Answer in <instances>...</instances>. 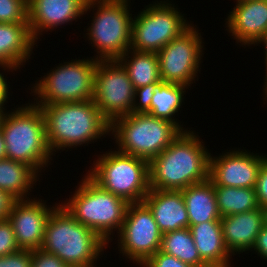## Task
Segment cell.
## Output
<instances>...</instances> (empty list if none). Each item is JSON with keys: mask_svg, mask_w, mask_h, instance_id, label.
<instances>
[{"mask_svg": "<svg viewBox=\"0 0 267 267\" xmlns=\"http://www.w3.org/2000/svg\"><path fill=\"white\" fill-rule=\"evenodd\" d=\"M12 223L8 219L0 220V256L19 251Z\"/></svg>", "mask_w": 267, "mask_h": 267, "instance_id": "29", "label": "cell"}, {"mask_svg": "<svg viewBox=\"0 0 267 267\" xmlns=\"http://www.w3.org/2000/svg\"><path fill=\"white\" fill-rule=\"evenodd\" d=\"M0 23H28V0H0Z\"/></svg>", "mask_w": 267, "mask_h": 267, "instance_id": "28", "label": "cell"}, {"mask_svg": "<svg viewBox=\"0 0 267 267\" xmlns=\"http://www.w3.org/2000/svg\"><path fill=\"white\" fill-rule=\"evenodd\" d=\"M128 3V0H87L85 14L99 4L87 29L91 44L99 50L97 60H118L130 49L133 18Z\"/></svg>", "mask_w": 267, "mask_h": 267, "instance_id": "8", "label": "cell"}, {"mask_svg": "<svg viewBox=\"0 0 267 267\" xmlns=\"http://www.w3.org/2000/svg\"><path fill=\"white\" fill-rule=\"evenodd\" d=\"M142 202L152 212L162 234L189 228L187 208L181 190L150 189Z\"/></svg>", "mask_w": 267, "mask_h": 267, "instance_id": "18", "label": "cell"}, {"mask_svg": "<svg viewBox=\"0 0 267 267\" xmlns=\"http://www.w3.org/2000/svg\"><path fill=\"white\" fill-rule=\"evenodd\" d=\"M159 251L174 256L192 267H208L200 257L189 228L163 233Z\"/></svg>", "mask_w": 267, "mask_h": 267, "instance_id": "26", "label": "cell"}, {"mask_svg": "<svg viewBox=\"0 0 267 267\" xmlns=\"http://www.w3.org/2000/svg\"><path fill=\"white\" fill-rule=\"evenodd\" d=\"M224 244L230 254L252 250L258 233L264 226L261 207L220 219Z\"/></svg>", "mask_w": 267, "mask_h": 267, "instance_id": "19", "label": "cell"}, {"mask_svg": "<svg viewBox=\"0 0 267 267\" xmlns=\"http://www.w3.org/2000/svg\"><path fill=\"white\" fill-rule=\"evenodd\" d=\"M193 131L181 132L149 162L150 189L182 190L209 178L210 153Z\"/></svg>", "mask_w": 267, "mask_h": 267, "instance_id": "1", "label": "cell"}, {"mask_svg": "<svg viewBox=\"0 0 267 267\" xmlns=\"http://www.w3.org/2000/svg\"><path fill=\"white\" fill-rule=\"evenodd\" d=\"M97 61L96 58L79 59L56 67L32 87L33 93L40 98L35 105L92 100Z\"/></svg>", "mask_w": 267, "mask_h": 267, "instance_id": "9", "label": "cell"}, {"mask_svg": "<svg viewBox=\"0 0 267 267\" xmlns=\"http://www.w3.org/2000/svg\"><path fill=\"white\" fill-rule=\"evenodd\" d=\"M263 259L267 260V227L263 226L261 231L258 233L256 243L253 247Z\"/></svg>", "mask_w": 267, "mask_h": 267, "instance_id": "36", "label": "cell"}, {"mask_svg": "<svg viewBox=\"0 0 267 267\" xmlns=\"http://www.w3.org/2000/svg\"><path fill=\"white\" fill-rule=\"evenodd\" d=\"M131 50L129 49L118 61L126 69L133 87L136 89L155 82H160L161 76L157 53ZM130 53H132L131 55L133 57L128 55Z\"/></svg>", "mask_w": 267, "mask_h": 267, "instance_id": "24", "label": "cell"}, {"mask_svg": "<svg viewBox=\"0 0 267 267\" xmlns=\"http://www.w3.org/2000/svg\"><path fill=\"white\" fill-rule=\"evenodd\" d=\"M236 4L227 18V30L238 43L255 45L267 31V0H246Z\"/></svg>", "mask_w": 267, "mask_h": 267, "instance_id": "17", "label": "cell"}, {"mask_svg": "<svg viewBox=\"0 0 267 267\" xmlns=\"http://www.w3.org/2000/svg\"><path fill=\"white\" fill-rule=\"evenodd\" d=\"M1 131L6 145V158L23 162L37 173L45 168L53 155L48 147L45 120L42 110L35 102L4 113Z\"/></svg>", "mask_w": 267, "mask_h": 267, "instance_id": "4", "label": "cell"}, {"mask_svg": "<svg viewBox=\"0 0 267 267\" xmlns=\"http://www.w3.org/2000/svg\"><path fill=\"white\" fill-rule=\"evenodd\" d=\"M141 267H192L174 256L165 254L161 251L149 257Z\"/></svg>", "mask_w": 267, "mask_h": 267, "instance_id": "31", "label": "cell"}, {"mask_svg": "<svg viewBox=\"0 0 267 267\" xmlns=\"http://www.w3.org/2000/svg\"><path fill=\"white\" fill-rule=\"evenodd\" d=\"M267 157L247 151H230L209 157V179L214 186L255 188L259 170Z\"/></svg>", "mask_w": 267, "mask_h": 267, "instance_id": "14", "label": "cell"}, {"mask_svg": "<svg viewBox=\"0 0 267 267\" xmlns=\"http://www.w3.org/2000/svg\"><path fill=\"white\" fill-rule=\"evenodd\" d=\"M118 151L151 161L182 132L174 123L148 113H130L110 123Z\"/></svg>", "mask_w": 267, "mask_h": 267, "instance_id": "5", "label": "cell"}, {"mask_svg": "<svg viewBox=\"0 0 267 267\" xmlns=\"http://www.w3.org/2000/svg\"><path fill=\"white\" fill-rule=\"evenodd\" d=\"M261 208L263 210L264 226L267 227V205Z\"/></svg>", "mask_w": 267, "mask_h": 267, "instance_id": "40", "label": "cell"}, {"mask_svg": "<svg viewBox=\"0 0 267 267\" xmlns=\"http://www.w3.org/2000/svg\"><path fill=\"white\" fill-rule=\"evenodd\" d=\"M158 83L159 82H155L135 89V98L139 96L140 103H137L135 99L131 113H149L152 96L154 94L155 86Z\"/></svg>", "mask_w": 267, "mask_h": 267, "instance_id": "30", "label": "cell"}, {"mask_svg": "<svg viewBox=\"0 0 267 267\" xmlns=\"http://www.w3.org/2000/svg\"><path fill=\"white\" fill-rule=\"evenodd\" d=\"M202 261L208 267H230V253L222 234L220 221L203 222L189 226Z\"/></svg>", "mask_w": 267, "mask_h": 267, "instance_id": "21", "label": "cell"}, {"mask_svg": "<svg viewBox=\"0 0 267 267\" xmlns=\"http://www.w3.org/2000/svg\"><path fill=\"white\" fill-rule=\"evenodd\" d=\"M16 201L9 193L0 189V220L8 219V215Z\"/></svg>", "mask_w": 267, "mask_h": 267, "instance_id": "35", "label": "cell"}, {"mask_svg": "<svg viewBox=\"0 0 267 267\" xmlns=\"http://www.w3.org/2000/svg\"><path fill=\"white\" fill-rule=\"evenodd\" d=\"M38 173L28 164L9 158L0 159V189L16 200L29 199L28 190L37 181Z\"/></svg>", "mask_w": 267, "mask_h": 267, "instance_id": "23", "label": "cell"}, {"mask_svg": "<svg viewBox=\"0 0 267 267\" xmlns=\"http://www.w3.org/2000/svg\"><path fill=\"white\" fill-rule=\"evenodd\" d=\"M263 43L264 42V45H265V62H266V69H267V31L262 35V37L255 43V44H259V43Z\"/></svg>", "mask_w": 267, "mask_h": 267, "instance_id": "39", "label": "cell"}, {"mask_svg": "<svg viewBox=\"0 0 267 267\" xmlns=\"http://www.w3.org/2000/svg\"><path fill=\"white\" fill-rule=\"evenodd\" d=\"M160 2L148 5L132 19L130 49L157 53L191 26L174 5Z\"/></svg>", "mask_w": 267, "mask_h": 267, "instance_id": "10", "label": "cell"}, {"mask_svg": "<svg viewBox=\"0 0 267 267\" xmlns=\"http://www.w3.org/2000/svg\"><path fill=\"white\" fill-rule=\"evenodd\" d=\"M31 267H69L59 257L41 248L32 250Z\"/></svg>", "mask_w": 267, "mask_h": 267, "instance_id": "33", "label": "cell"}, {"mask_svg": "<svg viewBox=\"0 0 267 267\" xmlns=\"http://www.w3.org/2000/svg\"><path fill=\"white\" fill-rule=\"evenodd\" d=\"M62 204L47 220L41 249L56 255L69 267H95L94 261L107 243L79 223Z\"/></svg>", "mask_w": 267, "mask_h": 267, "instance_id": "3", "label": "cell"}, {"mask_svg": "<svg viewBox=\"0 0 267 267\" xmlns=\"http://www.w3.org/2000/svg\"><path fill=\"white\" fill-rule=\"evenodd\" d=\"M3 73H0V108H4V103L7 102L8 98V84L4 78Z\"/></svg>", "mask_w": 267, "mask_h": 267, "instance_id": "37", "label": "cell"}, {"mask_svg": "<svg viewBox=\"0 0 267 267\" xmlns=\"http://www.w3.org/2000/svg\"><path fill=\"white\" fill-rule=\"evenodd\" d=\"M93 101L110 123L131 113L135 88L126 69L118 60L97 61Z\"/></svg>", "mask_w": 267, "mask_h": 267, "instance_id": "11", "label": "cell"}, {"mask_svg": "<svg viewBox=\"0 0 267 267\" xmlns=\"http://www.w3.org/2000/svg\"><path fill=\"white\" fill-rule=\"evenodd\" d=\"M257 201L260 207L267 205V159L262 163L255 185Z\"/></svg>", "mask_w": 267, "mask_h": 267, "instance_id": "34", "label": "cell"}, {"mask_svg": "<svg viewBox=\"0 0 267 267\" xmlns=\"http://www.w3.org/2000/svg\"><path fill=\"white\" fill-rule=\"evenodd\" d=\"M181 191L187 208L189 226L220 221L221 216L217 208L214 184L209 178Z\"/></svg>", "mask_w": 267, "mask_h": 267, "instance_id": "22", "label": "cell"}, {"mask_svg": "<svg viewBox=\"0 0 267 267\" xmlns=\"http://www.w3.org/2000/svg\"><path fill=\"white\" fill-rule=\"evenodd\" d=\"M4 108H0V124H1V120H2V117H3V115H4V111H5V109L3 110Z\"/></svg>", "mask_w": 267, "mask_h": 267, "instance_id": "42", "label": "cell"}, {"mask_svg": "<svg viewBox=\"0 0 267 267\" xmlns=\"http://www.w3.org/2000/svg\"><path fill=\"white\" fill-rule=\"evenodd\" d=\"M32 264V250H22L0 256V267H31Z\"/></svg>", "mask_w": 267, "mask_h": 267, "instance_id": "32", "label": "cell"}, {"mask_svg": "<svg viewBox=\"0 0 267 267\" xmlns=\"http://www.w3.org/2000/svg\"><path fill=\"white\" fill-rule=\"evenodd\" d=\"M201 44V34L191 24L180 36L158 51L161 80L191 86L201 63Z\"/></svg>", "mask_w": 267, "mask_h": 267, "instance_id": "13", "label": "cell"}, {"mask_svg": "<svg viewBox=\"0 0 267 267\" xmlns=\"http://www.w3.org/2000/svg\"><path fill=\"white\" fill-rule=\"evenodd\" d=\"M6 158V145L3 133L0 128V159Z\"/></svg>", "mask_w": 267, "mask_h": 267, "instance_id": "38", "label": "cell"}, {"mask_svg": "<svg viewBox=\"0 0 267 267\" xmlns=\"http://www.w3.org/2000/svg\"><path fill=\"white\" fill-rule=\"evenodd\" d=\"M42 110L48 147L58 149L89 144L110 133V122L92 100L39 106Z\"/></svg>", "mask_w": 267, "mask_h": 267, "instance_id": "2", "label": "cell"}, {"mask_svg": "<svg viewBox=\"0 0 267 267\" xmlns=\"http://www.w3.org/2000/svg\"><path fill=\"white\" fill-rule=\"evenodd\" d=\"M34 45L29 23H0V65L4 70L20 69L19 65L30 59Z\"/></svg>", "mask_w": 267, "mask_h": 267, "instance_id": "20", "label": "cell"}, {"mask_svg": "<svg viewBox=\"0 0 267 267\" xmlns=\"http://www.w3.org/2000/svg\"><path fill=\"white\" fill-rule=\"evenodd\" d=\"M41 200H16L8 215L12 223L15 240L22 250L41 248L44 239L45 226L51 212L57 205L47 208Z\"/></svg>", "mask_w": 267, "mask_h": 267, "instance_id": "15", "label": "cell"}, {"mask_svg": "<svg viewBox=\"0 0 267 267\" xmlns=\"http://www.w3.org/2000/svg\"><path fill=\"white\" fill-rule=\"evenodd\" d=\"M218 212L221 217L259 208L255 188L214 186Z\"/></svg>", "mask_w": 267, "mask_h": 267, "instance_id": "27", "label": "cell"}, {"mask_svg": "<svg viewBox=\"0 0 267 267\" xmlns=\"http://www.w3.org/2000/svg\"><path fill=\"white\" fill-rule=\"evenodd\" d=\"M87 0H28V23L35 41L42 31L76 20Z\"/></svg>", "mask_w": 267, "mask_h": 267, "instance_id": "16", "label": "cell"}, {"mask_svg": "<svg viewBox=\"0 0 267 267\" xmlns=\"http://www.w3.org/2000/svg\"><path fill=\"white\" fill-rule=\"evenodd\" d=\"M186 86L160 81L154 90L151 100L150 111L148 114L174 123L182 132L184 130L178 121H175L174 115L178 112L182 102Z\"/></svg>", "mask_w": 267, "mask_h": 267, "instance_id": "25", "label": "cell"}, {"mask_svg": "<svg viewBox=\"0 0 267 267\" xmlns=\"http://www.w3.org/2000/svg\"><path fill=\"white\" fill-rule=\"evenodd\" d=\"M117 233L119 251L140 266L160 249L162 232L143 202L128 204L124 222Z\"/></svg>", "mask_w": 267, "mask_h": 267, "instance_id": "12", "label": "cell"}, {"mask_svg": "<svg viewBox=\"0 0 267 267\" xmlns=\"http://www.w3.org/2000/svg\"><path fill=\"white\" fill-rule=\"evenodd\" d=\"M88 176L102 189L124 199L141 203L150 190L149 161L111 151L94 163Z\"/></svg>", "mask_w": 267, "mask_h": 267, "instance_id": "7", "label": "cell"}, {"mask_svg": "<svg viewBox=\"0 0 267 267\" xmlns=\"http://www.w3.org/2000/svg\"><path fill=\"white\" fill-rule=\"evenodd\" d=\"M266 73H267V69H266ZM265 79H266V80H265L266 82L264 83V84H265V85H264V91H265V93H264V94H265V95H266V97H267V74H266V77H265Z\"/></svg>", "mask_w": 267, "mask_h": 267, "instance_id": "41", "label": "cell"}, {"mask_svg": "<svg viewBox=\"0 0 267 267\" xmlns=\"http://www.w3.org/2000/svg\"><path fill=\"white\" fill-rule=\"evenodd\" d=\"M78 187L68 203L62 206L79 223L108 243L113 229L120 231L129 203L102 189L88 175Z\"/></svg>", "mask_w": 267, "mask_h": 267, "instance_id": "6", "label": "cell"}]
</instances>
